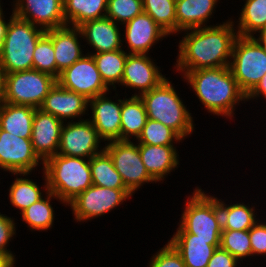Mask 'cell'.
I'll return each instance as SVG.
<instances>
[{
    "label": "cell",
    "mask_w": 266,
    "mask_h": 267,
    "mask_svg": "<svg viewBox=\"0 0 266 267\" xmlns=\"http://www.w3.org/2000/svg\"><path fill=\"white\" fill-rule=\"evenodd\" d=\"M235 21L181 31L184 37L178 44L176 72L229 66L236 37Z\"/></svg>",
    "instance_id": "cell-1"
},
{
    "label": "cell",
    "mask_w": 266,
    "mask_h": 267,
    "mask_svg": "<svg viewBox=\"0 0 266 267\" xmlns=\"http://www.w3.org/2000/svg\"><path fill=\"white\" fill-rule=\"evenodd\" d=\"M207 112L233 119L235 107L247 101L229 66L179 72Z\"/></svg>",
    "instance_id": "cell-2"
},
{
    "label": "cell",
    "mask_w": 266,
    "mask_h": 267,
    "mask_svg": "<svg viewBox=\"0 0 266 267\" xmlns=\"http://www.w3.org/2000/svg\"><path fill=\"white\" fill-rule=\"evenodd\" d=\"M0 46V70L13 73L33 69V53L45 30L12 14Z\"/></svg>",
    "instance_id": "cell-3"
},
{
    "label": "cell",
    "mask_w": 266,
    "mask_h": 267,
    "mask_svg": "<svg viewBox=\"0 0 266 267\" xmlns=\"http://www.w3.org/2000/svg\"><path fill=\"white\" fill-rule=\"evenodd\" d=\"M48 189L65 205L93 185L89 159L56 154L44 162Z\"/></svg>",
    "instance_id": "cell-4"
},
{
    "label": "cell",
    "mask_w": 266,
    "mask_h": 267,
    "mask_svg": "<svg viewBox=\"0 0 266 267\" xmlns=\"http://www.w3.org/2000/svg\"><path fill=\"white\" fill-rule=\"evenodd\" d=\"M168 78L157 87L142 94L147 117L174 130L183 140L195 130L192 114Z\"/></svg>",
    "instance_id": "cell-5"
},
{
    "label": "cell",
    "mask_w": 266,
    "mask_h": 267,
    "mask_svg": "<svg viewBox=\"0 0 266 267\" xmlns=\"http://www.w3.org/2000/svg\"><path fill=\"white\" fill-rule=\"evenodd\" d=\"M193 190L185 201L176 232H188L194 234V238L220 239L222 216L219 198L206 194L201 187Z\"/></svg>",
    "instance_id": "cell-6"
},
{
    "label": "cell",
    "mask_w": 266,
    "mask_h": 267,
    "mask_svg": "<svg viewBox=\"0 0 266 267\" xmlns=\"http://www.w3.org/2000/svg\"><path fill=\"white\" fill-rule=\"evenodd\" d=\"M56 83L57 78L36 69L4 74L5 103L38 109Z\"/></svg>",
    "instance_id": "cell-7"
},
{
    "label": "cell",
    "mask_w": 266,
    "mask_h": 267,
    "mask_svg": "<svg viewBox=\"0 0 266 267\" xmlns=\"http://www.w3.org/2000/svg\"><path fill=\"white\" fill-rule=\"evenodd\" d=\"M229 68L247 95L266 73V53L253 37L237 36Z\"/></svg>",
    "instance_id": "cell-8"
},
{
    "label": "cell",
    "mask_w": 266,
    "mask_h": 267,
    "mask_svg": "<svg viewBox=\"0 0 266 267\" xmlns=\"http://www.w3.org/2000/svg\"><path fill=\"white\" fill-rule=\"evenodd\" d=\"M112 158L116 171L121 175L126 188L134 193L145 183H156L142 162L139 144L132 141L112 140L104 145Z\"/></svg>",
    "instance_id": "cell-9"
},
{
    "label": "cell",
    "mask_w": 266,
    "mask_h": 267,
    "mask_svg": "<svg viewBox=\"0 0 266 267\" xmlns=\"http://www.w3.org/2000/svg\"><path fill=\"white\" fill-rule=\"evenodd\" d=\"M133 194L128 189H113L92 185L73 199L71 207L77 222H86L108 214Z\"/></svg>",
    "instance_id": "cell-10"
},
{
    "label": "cell",
    "mask_w": 266,
    "mask_h": 267,
    "mask_svg": "<svg viewBox=\"0 0 266 267\" xmlns=\"http://www.w3.org/2000/svg\"><path fill=\"white\" fill-rule=\"evenodd\" d=\"M101 142L103 139L89 118L64 122L57 154L90 159L104 151L105 147L99 146Z\"/></svg>",
    "instance_id": "cell-11"
},
{
    "label": "cell",
    "mask_w": 266,
    "mask_h": 267,
    "mask_svg": "<svg viewBox=\"0 0 266 267\" xmlns=\"http://www.w3.org/2000/svg\"><path fill=\"white\" fill-rule=\"evenodd\" d=\"M57 83L67 90L85 96L88 100L110 92L101 78L93 56L87 53L60 72Z\"/></svg>",
    "instance_id": "cell-12"
},
{
    "label": "cell",
    "mask_w": 266,
    "mask_h": 267,
    "mask_svg": "<svg viewBox=\"0 0 266 267\" xmlns=\"http://www.w3.org/2000/svg\"><path fill=\"white\" fill-rule=\"evenodd\" d=\"M39 164H42L43 169L44 162L35 153L31 139L10 134L0 128V169L12 174H31Z\"/></svg>",
    "instance_id": "cell-13"
},
{
    "label": "cell",
    "mask_w": 266,
    "mask_h": 267,
    "mask_svg": "<svg viewBox=\"0 0 266 267\" xmlns=\"http://www.w3.org/2000/svg\"><path fill=\"white\" fill-rule=\"evenodd\" d=\"M148 54H128L124 67V73L121 80V86L139 90L132 96H141L142 94L157 87L164 79L165 75L154 60Z\"/></svg>",
    "instance_id": "cell-14"
},
{
    "label": "cell",
    "mask_w": 266,
    "mask_h": 267,
    "mask_svg": "<svg viewBox=\"0 0 266 267\" xmlns=\"http://www.w3.org/2000/svg\"><path fill=\"white\" fill-rule=\"evenodd\" d=\"M14 15L47 31L66 26L63 0H14Z\"/></svg>",
    "instance_id": "cell-15"
},
{
    "label": "cell",
    "mask_w": 266,
    "mask_h": 267,
    "mask_svg": "<svg viewBox=\"0 0 266 267\" xmlns=\"http://www.w3.org/2000/svg\"><path fill=\"white\" fill-rule=\"evenodd\" d=\"M123 26L125 32H123L122 40L128 43L127 50H125L128 54H149L154 44L170 36L144 12Z\"/></svg>",
    "instance_id": "cell-16"
},
{
    "label": "cell",
    "mask_w": 266,
    "mask_h": 267,
    "mask_svg": "<svg viewBox=\"0 0 266 267\" xmlns=\"http://www.w3.org/2000/svg\"><path fill=\"white\" fill-rule=\"evenodd\" d=\"M40 109L63 122H66V119H71L69 121L72 122L75 119L82 120L85 114L89 115V100L85 96L67 90L56 83L46 95Z\"/></svg>",
    "instance_id": "cell-17"
},
{
    "label": "cell",
    "mask_w": 266,
    "mask_h": 267,
    "mask_svg": "<svg viewBox=\"0 0 266 267\" xmlns=\"http://www.w3.org/2000/svg\"><path fill=\"white\" fill-rule=\"evenodd\" d=\"M109 93L98 95L89 100V107L92 111L89 120L104 143L105 141L120 140L121 99H116L115 102L108 97Z\"/></svg>",
    "instance_id": "cell-18"
},
{
    "label": "cell",
    "mask_w": 266,
    "mask_h": 267,
    "mask_svg": "<svg viewBox=\"0 0 266 267\" xmlns=\"http://www.w3.org/2000/svg\"><path fill=\"white\" fill-rule=\"evenodd\" d=\"M63 124V121L52 114L45 113L40 108L35 110L31 142L35 153L43 162L57 154Z\"/></svg>",
    "instance_id": "cell-19"
},
{
    "label": "cell",
    "mask_w": 266,
    "mask_h": 267,
    "mask_svg": "<svg viewBox=\"0 0 266 267\" xmlns=\"http://www.w3.org/2000/svg\"><path fill=\"white\" fill-rule=\"evenodd\" d=\"M116 22L110 18L104 17L95 20H89L78 26L80 29L82 40H86V44L90 45L94 50L87 54H96L101 52L114 51L124 48L121 38V28Z\"/></svg>",
    "instance_id": "cell-20"
},
{
    "label": "cell",
    "mask_w": 266,
    "mask_h": 267,
    "mask_svg": "<svg viewBox=\"0 0 266 267\" xmlns=\"http://www.w3.org/2000/svg\"><path fill=\"white\" fill-rule=\"evenodd\" d=\"M168 242L180 254L186 267H206L220 247V239L194 238V234L188 232H175Z\"/></svg>",
    "instance_id": "cell-21"
},
{
    "label": "cell",
    "mask_w": 266,
    "mask_h": 267,
    "mask_svg": "<svg viewBox=\"0 0 266 267\" xmlns=\"http://www.w3.org/2000/svg\"><path fill=\"white\" fill-rule=\"evenodd\" d=\"M82 39L80 29L73 26H63L52 29V43L56 61V78L65 68L70 67L77 60L81 59L84 49L81 48Z\"/></svg>",
    "instance_id": "cell-22"
},
{
    "label": "cell",
    "mask_w": 266,
    "mask_h": 267,
    "mask_svg": "<svg viewBox=\"0 0 266 267\" xmlns=\"http://www.w3.org/2000/svg\"><path fill=\"white\" fill-rule=\"evenodd\" d=\"M174 145L139 144L141 159L149 175L156 181H163L168 174L178 168L179 154Z\"/></svg>",
    "instance_id": "cell-23"
},
{
    "label": "cell",
    "mask_w": 266,
    "mask_h": 267,
    "mask_svg": "<svg viewBox=\"0 0 266 267\" xmlns=\"http://www.w3.org/2000/svg\"><path fill=\"white\" fill-rule=\"evenodd\" d=\"M219 0H180L176 2V34L206 27Z\"/></svg>",
    "instance_id": "cell-24"
},
{
    "label": "cell",
    "mask_w": 266,
    "mask_h": 267,
    "mask_svg": "<svg viewBox=\"0 0 266 267\" xmlns=\"http://www.w3.org/2000/svg\"><path fill=\"white\" fill-rule=\"evenodd\" d=\"M37 108L3 103L0 106V128L13 135L31 139L32 123Z\"/></svg>",
    "instance_id": "cell-25"
},
{
    "label": "cell",
    "mask_w": 266,
    "mask_h": 267,
    "mask_svg": "<svg viewBox=\"0 0 266 267\" xmlns=\"http://www.w3.org/2000/svg\"><path fill=\"white\" fill-rule=\"evenodd\" d=\"M120 140L131 141L140 136L148 119L143 100L139 96L121 99Z\"/></svg>",
    "instance_id": "cell-26"
},
{
    "label": "cell",
    "mask_w": 266,
    "mask_h": 267,
    "mask_svg": "<svg viewBox=\"0 0 266 267\" xmlns=\"http://www.w3.org/2000/svg\"><path fill=\"white\" fill-rule=\"evenodd\" d=\"M13 175H19L21 177L17 176L16 178H14V181L12 182L8 190V197L12 207L20 210L19 214H21L31 204H34L42 197H44L43 195H46V193L49 191L47 178L43 171V179L45 178L43 190L40 189L41 187L37 185V182H34L33 179L28 178V175H30V173H13Z\"/></svg>",
    "instance_id": "cell-27"
},
{
    "label": "cell",
    "mask_w": 266,
    "mask_h": 267,
    "mask_svg": "<svg viewBox=\"0 0 266 267\" xmlns=\"http://www.w3.org/2000/svg\"><path fill=\"white\" fill-rule=\"evenodd\" d=\"M108 0H63L66 24L78 27L86 21L106 17Z\"/></svg>",
    "instance_id": "cell-28"
},
{
    "label": "cell",
    "mask_w": 266,
    "mask_h": 267,
    "mask_svg": "<svg viewBox=\"0 0 266 267\" xmlns=\"http://www.w3.org/2000/svg\"><path fill=\"white\" fill-rule=\"evenodd\" d=\"M125 48L90 54L93 56L101 78L109 89L116 91V85L120 86L124 73V67L128 53ZM116 84V85H115ZM113 86V87H112ZM112 87V88H111Z\"/></svg>",
    "instance_id": "cell-29"
},
{
    "label": "cell",
    "mask_w": 266,
    "mask_h": 267,
    "mask_svg": "<svg viewBox=\"0 0 266 267\" xmlns=\"http://www.w3.org/2000/svg\"><path fill=\"white\" fill-rule=\"evenodd\" d=\"M52 198L60 201L65 206L54 193L48 191L44 197L31 204L20 214L22 222H25L31 231L40 232L52 228L55 217V211L51 204Z\"/></svg>",
    "instance_id": "cell-30"
},
{
    "label": "cell",
    "mask_w": 266,
    "mask_h": 267,
    "mask_svg": "<svg viewBox=\"0 0 266 267\" xmlns=\"http://www.w3.org/2000/svg\"><path fill=\"white\" fill-rule=\"evenodd\" d=\"M222 216V230H249L258 220L255 205L250 207L243 202L226 204L219 199Z\"/></svg>",
    "instance_id": "cell-31"
},
{
    "label": "cell",
    "mask_w": 266,
    "mask_h": 267,
    "mask_svg": "<svg viewBox=\"0 0 266 267\" xmlns=\"http://www.w3.org/2000/svg\"><path fill=\"white\" fill-rule=\"evenodd\" d=\"M93 185L113 189H127L116 171L109 154L104 150L89 159Z\"/></svg>",
    "instance_id": "cell-32"
},
{
    "label": "cell",
    "mask_w": 266,
    "mask_h": 267,
    "mask_svg": "<svg viewBox=\"0 0 266 267\" xmlns=\"http://www.w3.org/2000/svg\"><path fill=\"white\" fill-rule=\"evenodd\" d=\"M240 12L237 34L242 37H253L266 26V0H244Z\"/></svg>",
    "instance_id": "cell-33"
},
{
    "label": "cell",
    "mask_w": 266,
    "mask_h": 267,
    "mask_svg": "<svg viewBox=\"0 0 266 267\" xmlns=\"http://www.w3.org/2000/svg\"><path fill=\"white\" fill-rule=\"evenodd\" d=\"M143 10L169 35H176V2L143 0Z\"/></svg>",
    "instance_id": "cell-34"
},
{
    "label": "cell",
    "mask_w": 266,
    "mask_h": 267,
    "mask_svg": "<svg viewBox=\"0 0 266 267\" xmlns=\"http://www.w3.org/2000/svg\"><path fill=\"white\" fill-rule=\"evenodd\" d=\"M182 140L170 127L148 118L136 142L146 145L169 146L180 143Z\"/></svg>",
    "instance_id": "cell-35"
},
{
    "label": "cell",
    "mask_w": 266,
    "mask_h": 267,
    "mask_svg": "<svg viewBox=\"0 0 266 267\" xmlns=\"http://www.w3.org/2000/svg\"><path fill=\"white\" fill-rule=\"evenodd\" d=\"M220 247L243 264V259L252 256L249 230H222Z\"/></svg>",
    "instance_id": "cell-36"
},
{
    "label": "cell",
    "mask_w": 266,
    "mask_h": 267,
    "mask_svg": "<svg viewBox=\"0 0 266 267\" xmlns=\"http://www.w3.org/2000/svg\"><path fill=\"white\" fill-rule=\"evenodd\" d=\"M52 43V29L38 40L33 53V69L48 73L56 78V61Z\"/></svg>",
    "instance_id": "cell-37"
},
{
    "label": "cell",
    "mask_w": 266,
    "mask_h": 267,
    "mask_svg": "<svg viewBox=\"0 0 266 267\" xmlns=\"http://www.w3.org/2000/svg\"><path fill=\"white\" fill-rule=\"evenodd\" d=\"M144 12L143 0H108L106 17L124 25Z\"/></svg>",
    "instance_id": "cell-38"
},
{
    "label": "cell",
    "mask_w": 266,
    "mask_h": 267,
    "mask_svg": "<svg viewBox=\"0 0 266 267\" xmlns=\"http://www.w3.org/2000/svg\"><path fill=\"white\" fill-rule=\"evenodd\" d=\"M148 267H186L176 249L168 242L152 255Z\"/></svg>",
    "instance_id": "cell-39"
},
{
    "label": "cell",
    "mask_w": 266,
    "mask_h": 267,
    "mask_svg": "<svg viewBox=\"0 0 266 267\" xmlns=\"http://www.w3.org/2000/svg\"><path fill=\"white\" fill-rule=\"evenodd\" d=\"M14 218L8 217L0 212V251L5 253L14 263L15 255L8 247L11 239L16 235V225Z\"/></svg>",
    "instance_id": "cell-40"
},
{
    "label": "cell",
    "mask_w": 266,
    "mask_h": 267,
    "mask_svg": "<svg viewBox=\"0 0 266 267\" xmlns=\"http://www.w3.org/2000/svg\"><path fill=\"white\" fill-rule=\"evenodd\" d=\"M258 220L250 229L252 257L266 255V222Z\"/></svg>",
    "instance_id": "cell-41"
},
{
    "label": "cell",
    "mask_w": 266,
    "mask_h": 267,
    "mask_svg": "<svg viewBox=\"0 0 266 267\" xmlns=\"http://www.w3.org/2000/svg\"><path fill=\"white\" fill-rule=\"evenodd\" d=\"M241 263L227 250L218 247L206 267H237Z\"/></svg>",
    "instance_id": "cell-42"
},
{
    "label": "cell",
    "mask_w": 266,
    "mask_h": 267,
    "mask_svg": "<svg viewBox=\"0 0 266 267\" xmlns=\"http://www.w3.org/2000/svg\"><path fill=\"white\" fill-rule=\"evenodd\" d=\"M259 97L266 99V73L258 84L246 95L247 102L253 99L258 100L257 98Z\"/></svg>",
    "instance_id": "cell-43"
},
{
    "label": "cell",
    "mask_w": 266,
    "mask_h": 267,
    "mask_svg": "<svg viewBox=\"0 0 266 267\" xmlns=\"http://www.w3.org/2000/svg\"><path fill=\"white\" fill-rule=\"evenodd\" d=\"M6 15H4V12H0V46L4 40V37L6 35L7 27L9 24V20L6 22L7 19H5Z\"/></svg>",
    "instance_id": "cell-44"
},
{
    "label": "cell",
    "mask_w": 266,
    "mask_h": 267,
    "mask_svg": "<svg viewBox=\"0 0 266 267\" xmlns=\"http://www.w3.org/2000/svg\"><path fill=\"white\" fill-rule=\"evenodd\" d=\"M258 33L259 34L253 36V38L258 42V44L263 48L264 52L266 53V26L262 28Z\"/></svg>",
    "instance_id": "cell-45"
},
{
    "label": "cell",
    "mask_w": 266,
    "mask_h": 267,
    "mask_svg": "<svg viewBox=\"0 0 266 267\" xmlns=\"http://www.w3.org/2000/svg\"><path fill=\"white\" fill-rule=\"evenodd\" d=\"M15 263L3 252L0 251V267H15Z\"/></svg>",
    "instance_id": "cell-46"
},
{
    "label": "cell",
    "mask_w": 266,
    "mask_h": 267,
    "mask_svg": "<svg viewBox=\"0 0 266 267\" xmlns=\"http://www.w3.org/2000/svg\"><path fill=\"white\" fill-rule=\"evenodd\" d=\"M5 102L4 73L0 70V106Z\"/></svg>",
    "instance_id": "cell-47"
},
{
    "label": "cell",
    "mask_w": 266,
    "mask_h": 267,
    "mask_svg": "<svg viewBox=\"0 0 266 267\" xmlns=\"http://www.w3.org/2000/svg\"><path fill=\"white\" fill-rule=\"evenodd\" d=\"M1 0H0V12H2L3 11V9H2V7H1Z\"/></svg>",
    "instance_id": "cell-48"
}]
</instances>
